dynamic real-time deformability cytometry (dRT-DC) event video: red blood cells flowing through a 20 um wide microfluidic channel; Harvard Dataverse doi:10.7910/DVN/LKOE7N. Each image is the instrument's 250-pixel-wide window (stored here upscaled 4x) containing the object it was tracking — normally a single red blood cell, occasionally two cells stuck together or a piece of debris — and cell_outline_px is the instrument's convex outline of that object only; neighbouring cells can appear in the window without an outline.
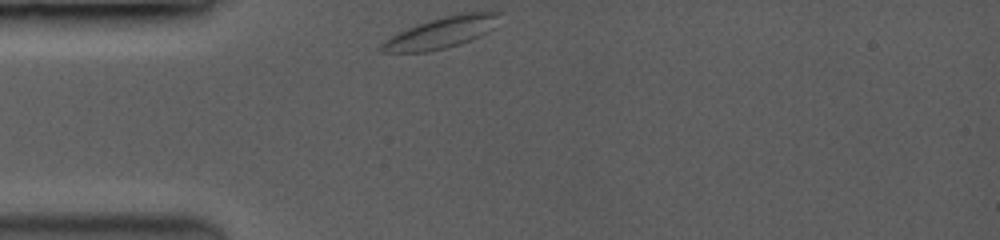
{"species": "common noctule bat (a hibernating species)", "species_latin": "Nyctalus noctula", "temperature_condition": "room temperature", "stored_images_in_passage": 40, "camera_frame_rate_fps": 3500, "um_per_image_px": 0.085, "animal": {"sex": "female", "body_mass_g": 19.0, "forearm_length_mm": 53.3}, "frame": {"image": 1, "passage_image": 1, "time_ms": 0.0, "image_size_px": [1000, 240], "cell_outline_px": [[500, 12], [492, 28], [488, 32], [480, 36], [444, 48], [428, 52], [380, 52], [380, 44], [384, 40], [416, 24], [444, 16], [460, 12]], "centroid_in_image_um": [37.46, 2.77], "position_along_channel_um": 47.5, "area_um2": 20.98}}
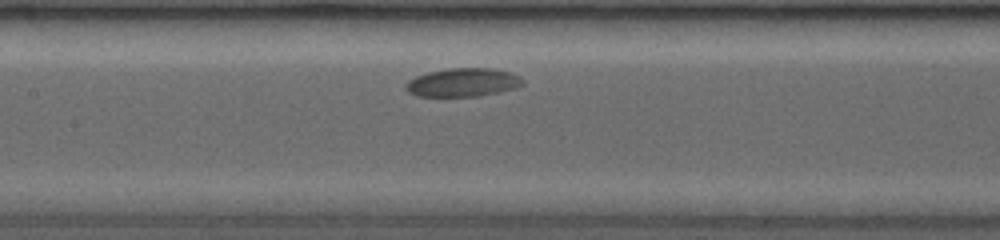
{"frame": {"image": 2, "passage_image": 15, "time_ms": 3.714, "image_size_px": [1000, 240], "cell_outline_px": [[524, 84], [516, 88], [476, 96], [416, 96], [408, 92], [404, 88], [404, 84], [408, 80], [416, 76], [428, 72], [448, 68], [492, 68], [508, 72], [520, 76], [524, 80]], "centroid_in_image_um": [39.31, 7.0], "position_along_channel_um": 168.1, "area_um2": 19.42}}
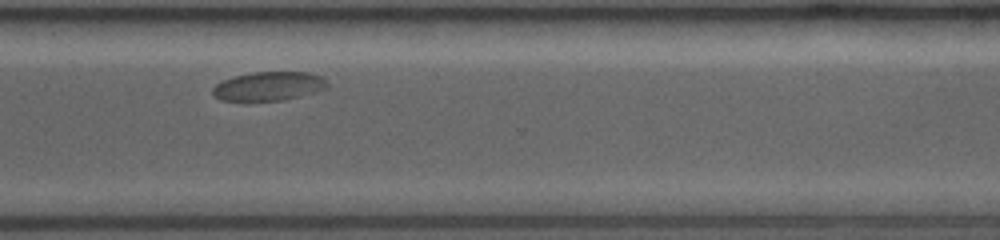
{"frame": {"image": 3, "passage_image": 39, "time_ms": 8.571, "image_size_px": [1000, 240], "cell_outline_px": [[328, 88], [316, 92], [284, 100], [248, 104], [220, 100], [212, 92], [212, 88], [216, 84], [224, 80], [236, 76], [252, 72], [304, 72], [320, 76], [328, 84]], "centroid_in_image_um": [22.78, 7.38], "position_along_channel_um": 347.8, "area_um2": 19.94}}